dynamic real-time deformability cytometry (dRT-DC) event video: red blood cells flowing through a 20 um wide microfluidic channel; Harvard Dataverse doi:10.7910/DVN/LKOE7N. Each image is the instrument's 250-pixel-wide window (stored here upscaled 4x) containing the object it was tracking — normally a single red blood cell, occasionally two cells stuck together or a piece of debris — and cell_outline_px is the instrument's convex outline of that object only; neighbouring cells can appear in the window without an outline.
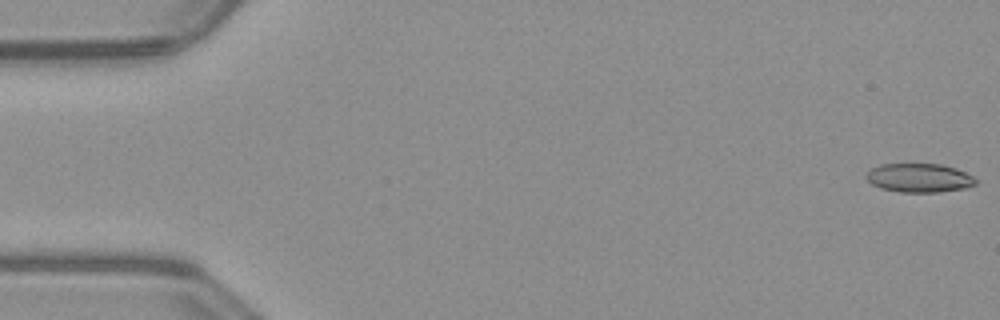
{"species": "common noctule bat (a hibernating species)", "species_latin": "Nyctalus noctula", "temperature_condition": "warm", "stored_images_in_passage": 52, "camera_frame_rate_fps": 3000, "um_per_image_px": 0.085, "animal": {"sex": "male", "body_mass_g": 23.1, "forearm_length_mm": 52.7}, "frame": {"image": 1, "passage_image": 1, "time_ms": 0.0, "image_size_px": [1000, 320], "cell_outline_px": [[976, 184], [968, 188], [940, 192], [900, 192], [880, 188], [872, 184], [864, 176], [872, 168], [880, 164], [940, 164], [956, 168], [972, 176], [976, 180]], "centroid_in_image_um": [78.14, 15.12], "position_along_channel_um": 6.9, "area_um2": 18.44}}
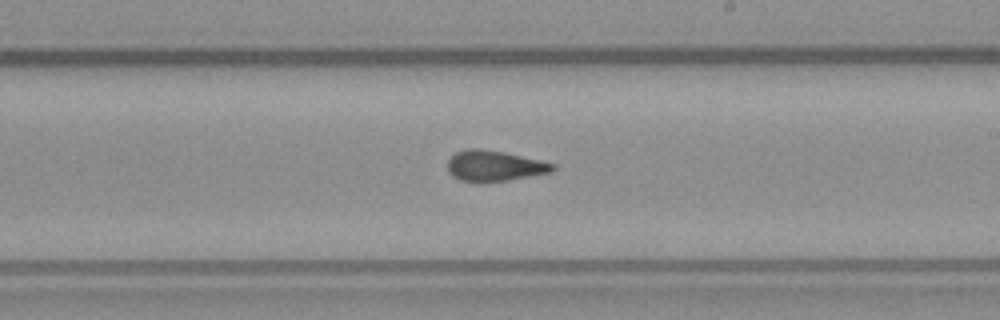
{"frame": {"image": 2, "passage_image": 30, "time_ms": 9.667, "image_size_px": [1000, 320], "cell_outline_px": [[556, 168], [552, 172], [508, 180], [460, 180], [452, 176], [448, 172], [448, 160], [456, 152], [464, 148], [480, 148], [504, 152], [540, 160], [556, 164]], "centroid_in_image_um": [42.04, 14.06], "position_along_channel_um": 247.0, "area_um2": 18.5}}
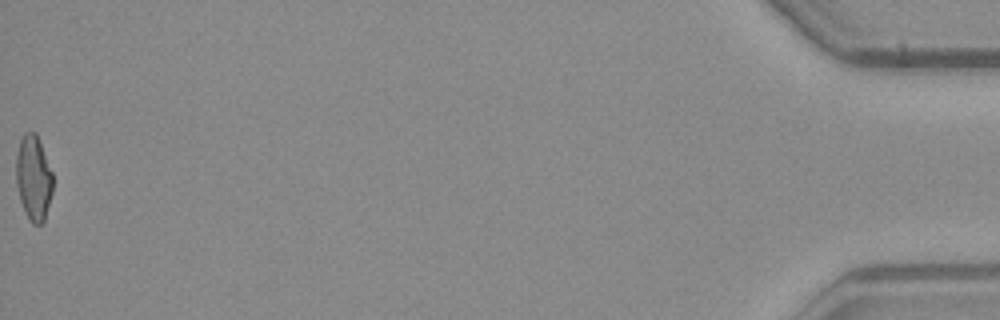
{"frame": {"image": 3, "passage_image": 52, "time_ms": 17.0, "image_size_px": [1000, 320], "cell_outline_px": [[52, 192], [44, 220], [40, 224], [32, 224], [20, 200], [16, 184], [16, 156], [20, 140], [24, 132], [36, 132], [52, 172]], "centroid_in_image_um": [2.84, 15.09], "position_along_channel_um": 432.4, "area_um2": 17.98}, "authors_computed_cell_mechanics": {"area_um2": 19.0451, "velocity_mm_per_s": 4.0352, "shape_relaxation_time_tau1_ms": 9.0866, "shape_relaxation_time_tau2_ms": 1.7023, "deformation_change_tau1": 0.2001, "deformation_change_tau2": 0.101}}